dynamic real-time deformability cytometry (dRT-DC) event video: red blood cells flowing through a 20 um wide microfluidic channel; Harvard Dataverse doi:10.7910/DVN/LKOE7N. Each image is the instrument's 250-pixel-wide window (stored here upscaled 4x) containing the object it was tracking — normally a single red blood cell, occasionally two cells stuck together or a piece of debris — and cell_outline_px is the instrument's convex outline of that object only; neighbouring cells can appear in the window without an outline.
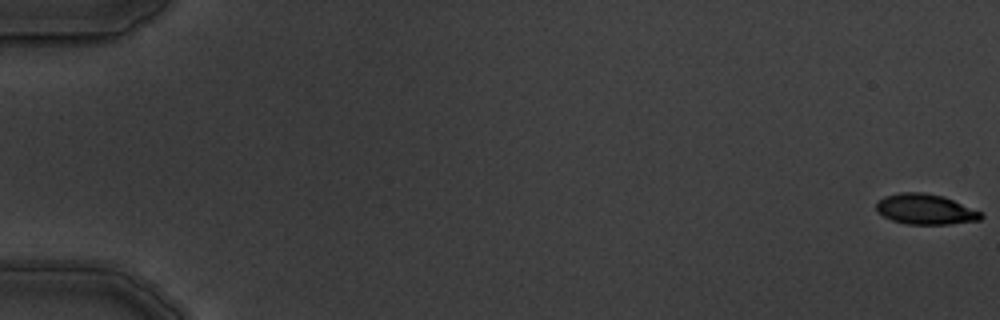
{"species": "common noctule bat (a hibernating species)", "species_latin": "Nyctalus noctula", "temperature_condition": "warm", "stored_images_in_passage": 5, "camera_frame_rate_fps": 3000, "um_per_image_px": 0.085, "animal": {"sex": "male", "body_mass_g": 19.5, "forearm_length_mm": 54.6}, "frame": {"image": 1, "passage_image": 1, "time_ms": 0.0, "image_size_px": [1000, 320], "cell_outline_px": [[984, 216], [980, 220], [948, 224], [908, 224], [892, 220], [876, 212], [876, 204], [884, 196], [900, 192], [924, 192], [944, 196], [980, 212]], "centroid_in_image_um": [78.63, 17.78], "position_along_channel_um": 6.4, "area_um2": 18.44}}
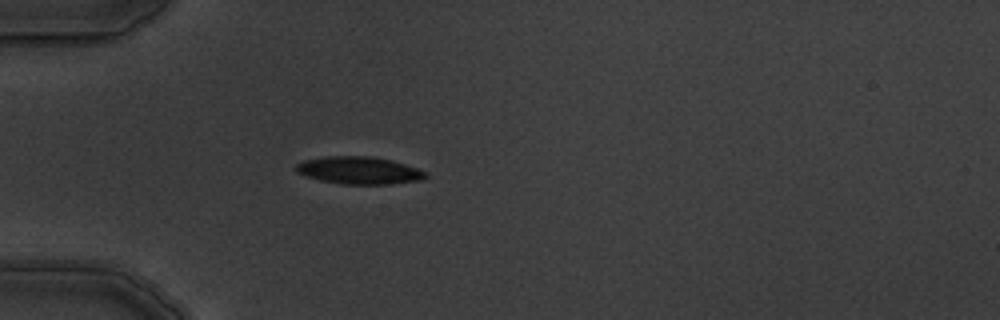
{"frame": {"image": 2, "passage_image": 5, "time_ms": 5.667, "image_size_px": [1000, 320], "cell_outline_px": [[428, 176], [420, 180], [392, 184], [340, 184], [320, 180], [304, 176], [296, 172], [292, 168], [296, 164], [304, 160], [324, 156], [368, 156], [392, 160], [428, 172]], "centroid_in_image_um": [30.47, 14.48], "position_along_channel_um": 54.5, "area_um2": 20.92}}